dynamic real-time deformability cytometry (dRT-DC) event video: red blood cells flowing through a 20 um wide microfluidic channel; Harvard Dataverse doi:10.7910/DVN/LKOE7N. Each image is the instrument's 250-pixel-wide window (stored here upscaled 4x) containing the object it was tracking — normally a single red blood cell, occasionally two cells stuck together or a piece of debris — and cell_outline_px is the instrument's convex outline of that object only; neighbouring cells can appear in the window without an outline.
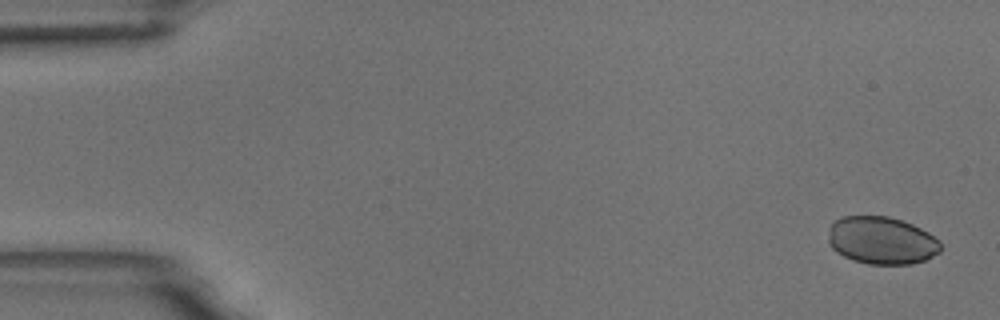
{"species": "common noctule bat (a hibernating species)", "species_latin": "Nyctalus noctula", "temperature_condition": "room temperature", "stored_images_in_passage": 5, "camera_frame_rate_fps": 3000, "um_per_image_px": 0.085, "animal": {"sex": "male", "body_mass_g": 18.8}, "frame": {"image": 1, "passage_image": 1, "time_ms": 0.0, "image_size_px": [1000, 320], "cell_outline_px": [[940, 252], [924, 260], [912, 264], [868, 264], [852, 260], [836, 252], [832, 248], [828, 240], [828, 236], [832, 224], [840, 216], [888, 216], [912, 224], [928, 232], [940, 240]], "centroid_in_image_um": [74.94, 20.44], "position_along_channel_um": 10.1, "area_um2": 31.15}}